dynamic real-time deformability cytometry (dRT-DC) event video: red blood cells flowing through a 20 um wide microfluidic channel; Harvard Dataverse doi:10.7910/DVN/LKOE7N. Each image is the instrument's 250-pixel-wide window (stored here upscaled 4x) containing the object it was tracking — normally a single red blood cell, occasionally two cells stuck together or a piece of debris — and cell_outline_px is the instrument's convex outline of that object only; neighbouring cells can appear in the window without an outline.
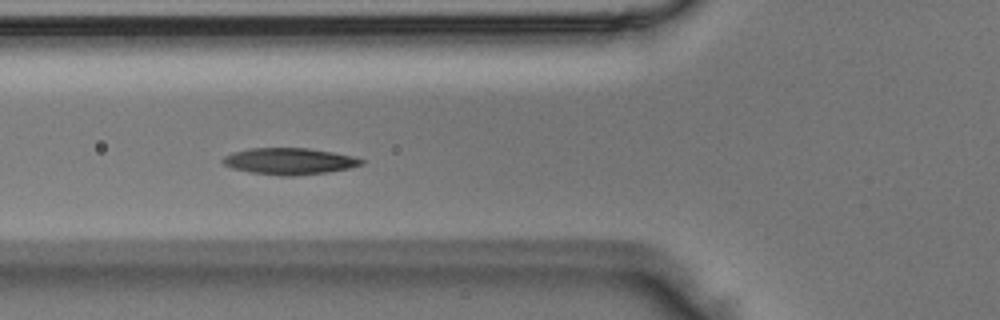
{"species": "Egyptian fruit bat (a non-hibernating species)", "species_latin": "Rousettus aegyptiacus", "temperature_condition": "room temperature", "stored_images_in_passage": 5, "camera_frame_rate_fps": 3000, "um_per_image_px": 0.085, "animal": {"sex": "male"}, "frame": {"image": 1, "passage_image": 3, "time_ms": 0.667, "image_size_px": [1000, 320], "cell_outline_px": [[364, 164], [348, 168], [328, 172], [292, 176], [280, 176], [252, 172], [232, 168], [224, 164], [220, 160], [224, 156], [232, 152], [248, 148], [308, 148], [332, 152], [352, 156], [364, 160]], "centroid_in_image_um": [24.57, 13.7], "position_along_channel_um": 101.2, "area_um2": 21.39}}
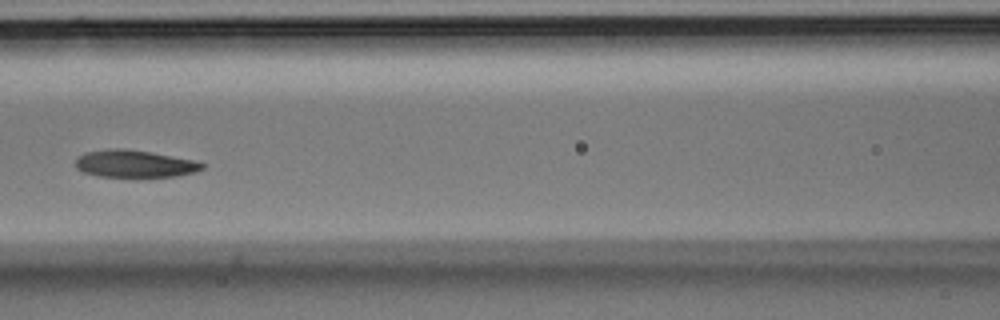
{"frame": {"image": 2, "passage_image": 4, "time_ms": 1.0, "image_size_px": [1000, 320], "cell_outline_px": [[204, 168], [196, 172], [176, 176], [100, 176], [84, 172], [76, 168], [76, 156], [84, 152], [108, 148], [124, 148], [152, 152], [192, 160], [204, 164]], "centroid_in_image_um": [11.4, 13.9], "position_along_channel_um": 155.2, "area_um2": 20.06}}
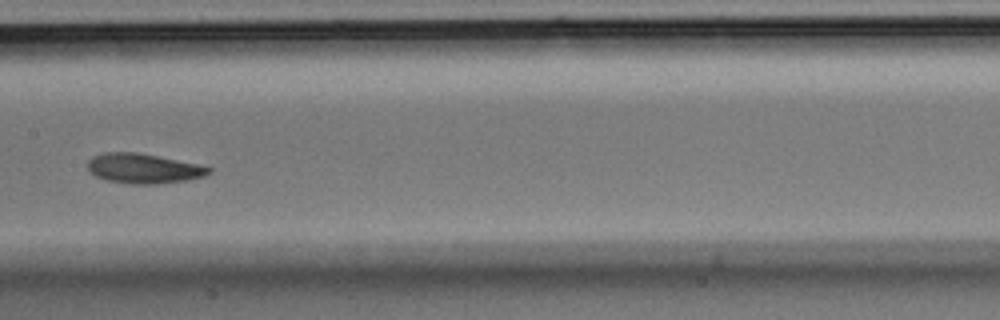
{"frame": {"image": 3, "passage_image": 5, "time_ms": 1.333, "image_size_px": [1000, 320], "cell_outline_px": [[212, 172], [204, 176], [184, 180], [156, 184], [132, 184], [108, 180], [96, 176], [88, 168], [88, 160], [92, 156], [104, 152], [136, 152], [196, 164], [212, 168]], "centroid_in_image_um": [12.17, 14.31], "position_along_channel_um": 195.2, "area_um2": 20.69}}